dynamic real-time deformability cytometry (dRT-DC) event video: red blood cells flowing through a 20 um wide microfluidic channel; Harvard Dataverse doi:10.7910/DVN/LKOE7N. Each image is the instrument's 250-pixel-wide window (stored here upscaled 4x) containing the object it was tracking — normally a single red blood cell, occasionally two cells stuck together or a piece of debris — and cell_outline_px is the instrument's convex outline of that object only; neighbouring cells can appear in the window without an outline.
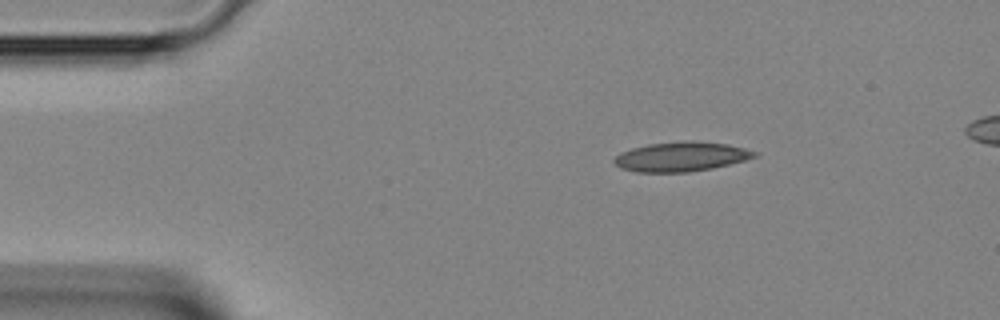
{"species": "Egyptian fruit bat (a non-hibernating species)", "species_latin": "Rousettus aegyptiacus", "temperature_condition": "room temperature", "stored_images_in_passage": 42, "camera_frame_rate_fps": 3000, "um_per_image_px": 0.085, "animal": {"sex": "female"}, "frame": {"image": 1, "passage_image": 6, "time_ms": 1.667, "image_size_px": [1000, 320], "cell_outline_px": [[760, 152], [756, 156], [744, 160], [712, 168], [688, 172], [636, 172], [620, 168], [612, 160], [620, 152], [632, 148], [648, 144], [684, 140], [688, 140], [728, 144]], "centroid_in_image_um": [57.88, 13.31], "position_along_channel_um": 27.1, "area_um2": 24.16}}
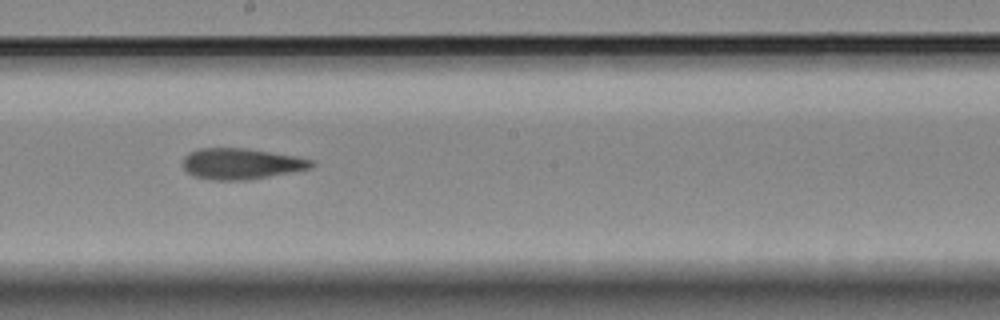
{"frame": {"image": 2, "passage_image": 23, "time_ms": 7.333, "image_size_px": [1000, 320], "cell_outline_px": [[316, 164], [312, 168], [248, 180], [212, 180], [192, 176], [184, 168], [184, 156], [188, 152], [200, 148], [244, 148], [296, 156], [316, 160]], "centroid_in_image_um": [20.52, 13.92], "position_along_channel_um": 227.7, "area_um2": 23.29}}
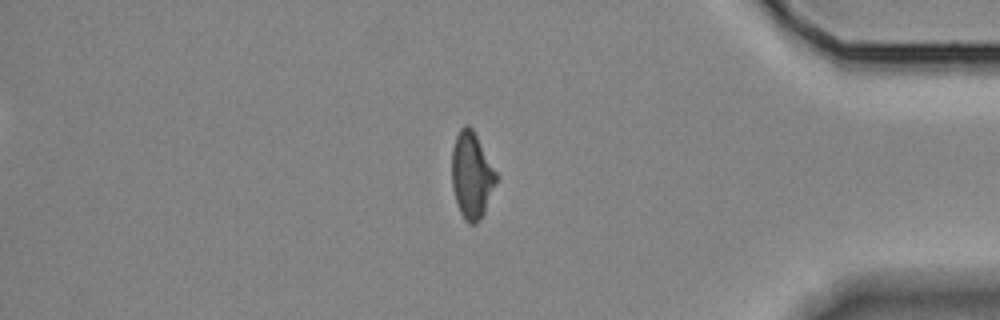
{"frame": {"image": 3, "passage_image": 36, "time_ms": 11.667, "image_size_px": [1000, 320], "cell_outline_px": [[500, 176], [484, 212], [476, 224], [468, 224], [464, 220], [460, 212], [452, 188], [452, 148], [456, 136], [460, 128], [464, 124], [468, 124], [472, 128]], "centroid_in_image_um": [40.11, 14.89], "position_along_channel_um": 395.1, "area_um2": 22.66}}